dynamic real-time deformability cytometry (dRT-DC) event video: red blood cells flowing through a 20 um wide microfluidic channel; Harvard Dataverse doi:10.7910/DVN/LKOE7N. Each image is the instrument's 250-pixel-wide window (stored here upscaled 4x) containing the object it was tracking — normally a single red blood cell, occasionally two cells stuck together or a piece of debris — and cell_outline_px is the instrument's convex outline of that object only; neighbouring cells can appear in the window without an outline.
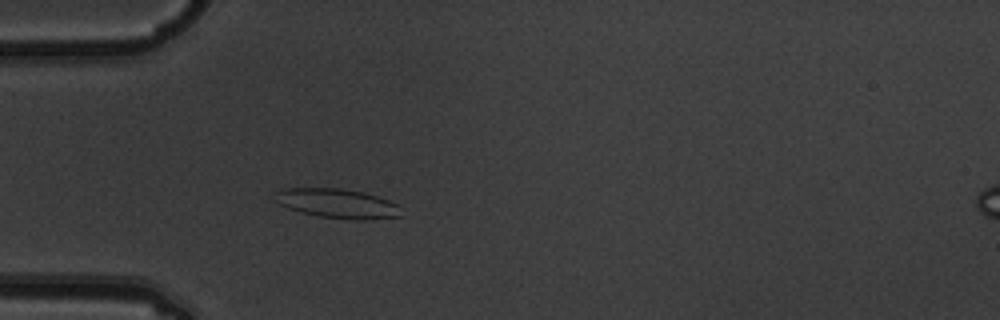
{"species": "common noctule bat (a hibernating species)", "species_latin": "Nyctalus noctula", "temperature_condition": "warm", "stored_images_in_passage": 5, "camera_frame_rate_fps": 3000, "um_per_image_px": 0.085, "animal": {"sex": "male", "body_mass_g": 19.5, "forearm_length_mm": 54.6}, "frame": {"image": 1, "passage_image": 5, "time_ms": 1.333, "image_size_px": [1000, 320], "cell_outline_px": [[400, 216], [368, 220], [356, 220], [320, 216], [288, 208], [280, 204], [276, 200], [276, 192], [288, 188], [340, 188], [364, 192], [388, 200], [396, 204]], "centroid_in_image_um": [28.68, 17.29], "position_along_channel_um": 56.3, "area_um2": 21.15}}